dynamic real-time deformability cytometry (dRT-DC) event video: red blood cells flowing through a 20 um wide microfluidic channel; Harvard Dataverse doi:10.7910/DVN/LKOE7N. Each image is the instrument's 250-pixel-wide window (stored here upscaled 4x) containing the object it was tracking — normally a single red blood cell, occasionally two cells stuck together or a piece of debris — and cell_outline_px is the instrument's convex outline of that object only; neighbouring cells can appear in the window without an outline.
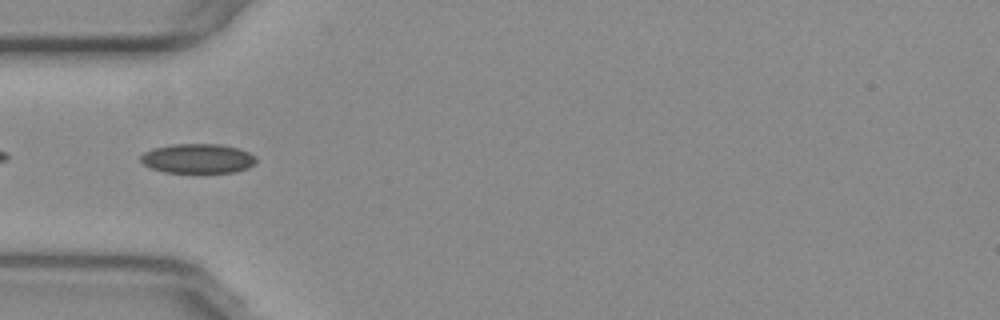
{"species": "common noctule bat (a hibernating species)", "species_latin": "Nyctalus noctula", "temperature_condition": "warm", "stored_images_in_passage": 53, "camera_frame_rate_fps": 3000, "um_per_image_px": 0.085, "animal": {"sex": "female", "body_mass_g": 29.2, "forearm_length_mm": 56.3}, "frame": {"image": 1, "passage_image": 16, "time_ms": 5.0, "image_size_px": [1000, 320], "cell_outline_px": [[256, 160], [248, 168], [236, 172], [164, 172], [152, 168], [144, 164], [140, 160], [140, 156], [144, 152], [152, 148], [172, 144], [220, 144], [236, 148], [248, 152], [256, 156]], "centroid_in_image_um": [16.79, 13.47], "position_along_channel_um": 68.2, "area_um2": 19.77}}
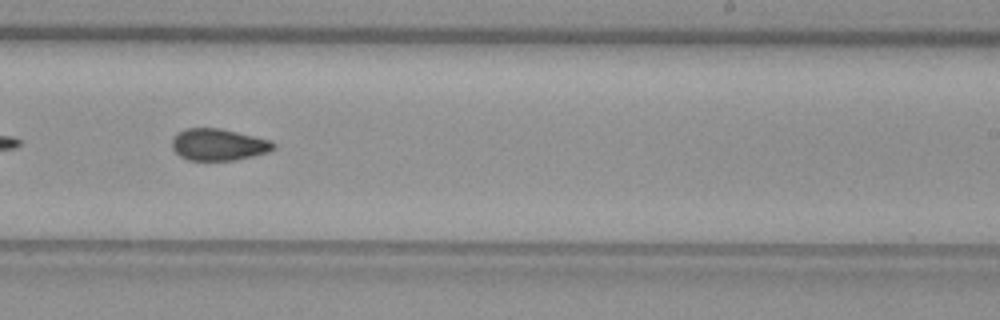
{"frame": {"image": 2, "passage_image": 32, "time_ms": 10.333, "image_size_px": [1000, 320], "cell_outline_px": [[276, 148], [268, 152], [236, 160], [188, 160], [180, 156], [172, 148], [172, 136], [176, 132], [184, 128], [220, 128], [272, 140], [276, 144]], "centroid_in_image_um": [18.56, 12.28], "position_along_channel_um": 270.4, "area_um2": 19.02}}
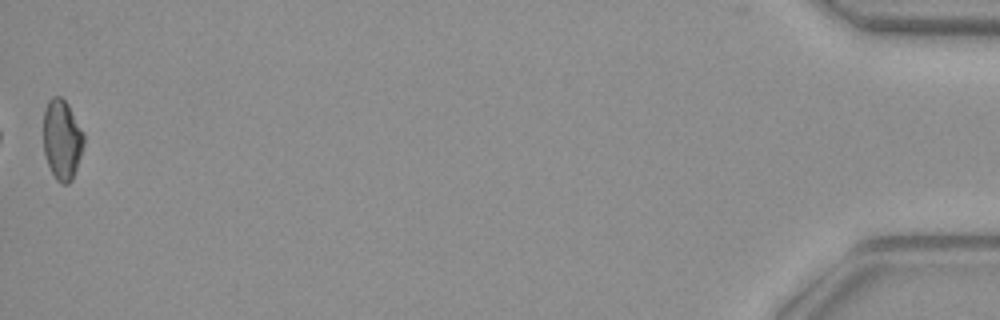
{"frame": {"image": 3, "passage_image": 53, "time_ms": 17.333, "image_size_px": [1000, 320], "cell_outline_px": [[84, 144], [72, 180], [68, 184], [60, 184], [56, 180], [48, 164], [44, 152], [44, 108], [48, 100], [52, 96], [60, 96], [68, 104], [84, 132]], "centroid_in_image_um": [5.27, 11.85], "position_along_channel_um": 429.9, "area_um2": 18.9}, "authors_computed_cell_mechanics": {"area_um2": 19.363, "velocity_mm_per_s": 3.7854, "shape_relaxation_time_tau1_ms": null, "shape_relaxation_time_tau2_ms": 2.0534, "deformation_change_tau1": null, "deformation_change_tau2": 0.0724}}